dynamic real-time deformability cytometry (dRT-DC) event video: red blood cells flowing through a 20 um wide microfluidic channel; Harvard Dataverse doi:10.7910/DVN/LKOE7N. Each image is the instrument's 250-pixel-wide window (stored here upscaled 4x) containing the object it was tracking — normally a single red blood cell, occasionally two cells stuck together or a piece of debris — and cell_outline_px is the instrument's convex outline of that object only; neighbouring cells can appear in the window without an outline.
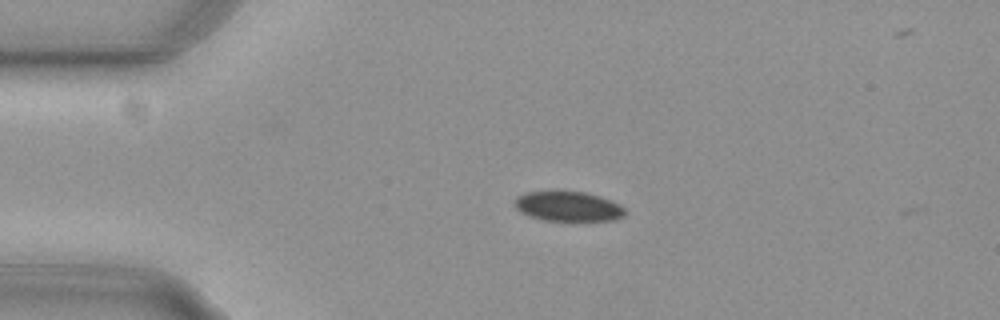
{"species": "common noctule bat (a hibernating species)", "species_latin": "Nyctalus noctula", "temperature_condition": "cold", "stored_images_in_passage": 2, "camera_frame_rate_fps": 3000, "um_per_image_px": 0.085, "animal": {"sex": "female", "body_mass_g": 29.2, "forearm_length_mm": 56.3}, "frame": {"image": 1, "passage_image": 1, "time_ms": 0.0, "image_size_px": [1000, 320], "cell_outline_px": [[624, 216], [612, 220], [540, 220], [528, 216], [520, 212], [512, 204], [516, 196], [524, 192], [552, 188], [584, 192], [600, 196], [612, 200], [620, 204], [624, 208]], "centroid_in_image_um": [48.19, 17.48], "position_along_channel_um": 36.8, "area_um2": 20.06}}